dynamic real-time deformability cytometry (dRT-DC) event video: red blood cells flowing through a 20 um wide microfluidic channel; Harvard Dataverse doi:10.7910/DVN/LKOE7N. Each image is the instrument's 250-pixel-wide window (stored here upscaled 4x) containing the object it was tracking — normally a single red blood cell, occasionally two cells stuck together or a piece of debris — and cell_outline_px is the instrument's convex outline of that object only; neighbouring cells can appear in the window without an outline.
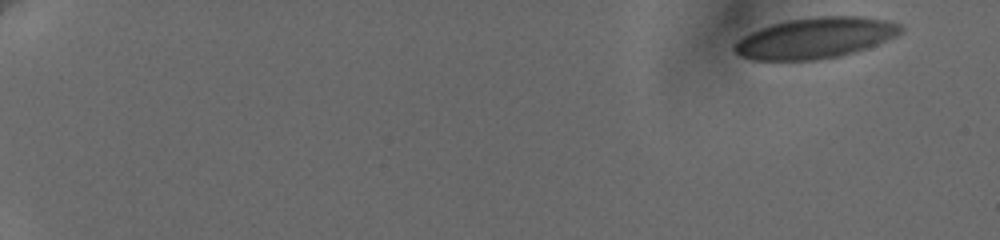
{"species": "human", "species_latin": "Homo sapiens", "temperature_condition": "cold", "stored_images_in_passage": 4, "camera_frame_rate_fps": 3000, "um_per_image_px": 0.085, "donor": {"sex": "female"}, "frame": {"image": 1, "passage_image": 1, "time_ms": 0.0, "image_size_px": [1000, 240], "cell_outline_px": [[904, 28], [896, 36], [876, 44], [840, 56], [816, 60], [752, 60], [740, 56], [732, 48], [732, 44], [736, 40], [760, 28], [772, 24], [788, 20], [816, 16], [860, 16], [884, 20], [900, 24]], "centroid_in_image_um": [69.25, 3.23], "position_along_channel_um": 15.7, "area_um2": 39.42}}